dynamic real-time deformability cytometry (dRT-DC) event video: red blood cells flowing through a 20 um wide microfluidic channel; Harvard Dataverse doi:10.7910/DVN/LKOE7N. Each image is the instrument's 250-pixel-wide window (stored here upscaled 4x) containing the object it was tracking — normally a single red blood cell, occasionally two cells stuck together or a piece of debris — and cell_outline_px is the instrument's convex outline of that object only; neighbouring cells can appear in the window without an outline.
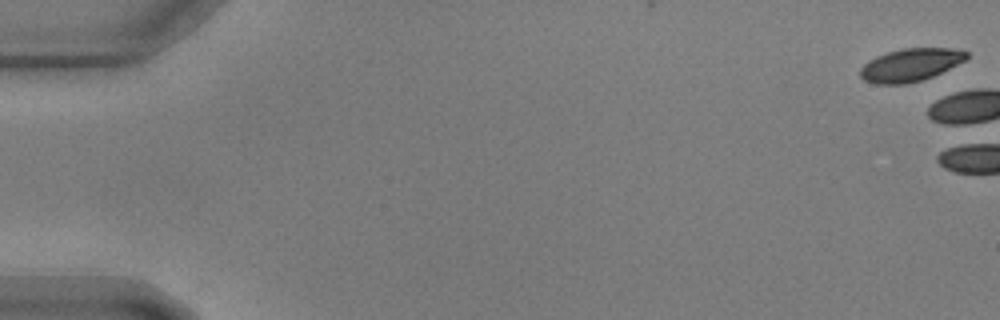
{"species": "common noctule bat (a hibernating species)", "species_latin": "Nyctalus noctula", "temperature_condition": "warm", "stored_images_in_passage": 4, "camera_frame_rate_fps": 3000, "um_per_image_px": 0.085, "animal": {"sex": "male", "body_mass_g": 17.9, "forearm_length_mm": 54.2}, "frame": {"image": 1, "passage_image": 1, "time_ms": 0.0, "image_size_px": [1000, 320], "cell_outline_px": [[968, 56], [964, 60], [932, 76], [908, 84], [876, 84], [864, 80], [860, 76], [860, 68], [868, 60], [876, 56], [888, 52], [904, 48], [952, 48], [968, 52]], "centroid_in_image_um": [77.34, 5.52], "position_along_channel_um": 7.7, "area_um2": 20.11}}